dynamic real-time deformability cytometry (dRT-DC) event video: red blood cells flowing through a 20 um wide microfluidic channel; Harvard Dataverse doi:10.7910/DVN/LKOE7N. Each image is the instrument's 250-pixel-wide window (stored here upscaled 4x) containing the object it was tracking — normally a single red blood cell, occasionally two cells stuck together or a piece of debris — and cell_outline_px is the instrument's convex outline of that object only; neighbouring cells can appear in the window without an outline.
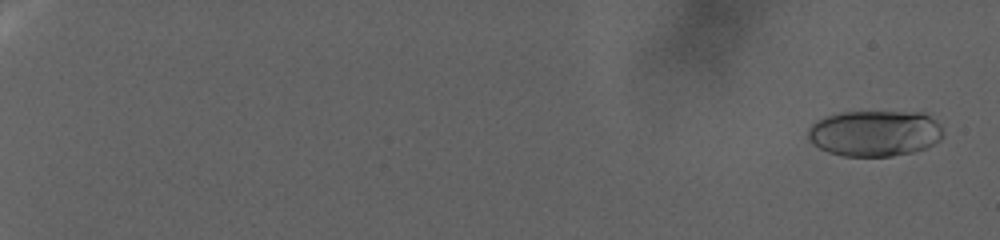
{"species": "human", "species_latin": "Homo sapiens", "temperature_condition": "warm", "stored_images_in_passage": 110, "camera_frame_rate_fps": 3000, "um_per_image_px": 0.085, "donor": {"sex": "female"}, "frame": {"image": 1, "passage_image": 5, "time_ms": 1.333, "image_size_px": [1000, 240], "cell_outline_px": [[944, 136], [940, 140], [924, 148], [912, 152], [892, 156], [840, 156], [828, 152], [812, 144], [808, 140], [808, 128], [816, 120], [824, 116], [840, 112], [924, 112], [936, 120], [940, 124], [944, 132]], "centroid_in_image_um": [74.35, 11.32], "position_along_channel_um": 10.7, "area_um2": 36.65}}
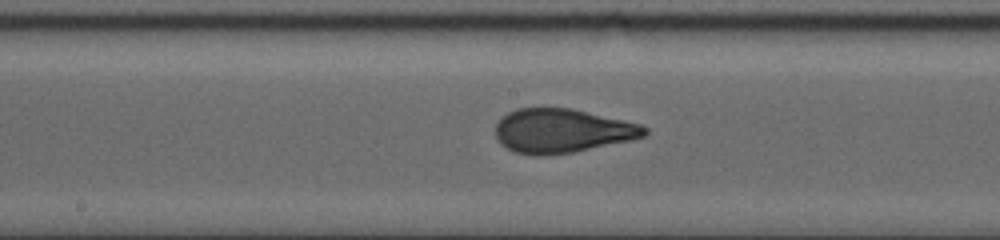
{"frame": {"image": 2, "passage_image": 68, "time_ms": 22.333, "image_size_px": [1000, 240], "cell_outline_px": [[648, 132], [644, 136], [632, 140], [572, 152], [544, 156], [536, 156], [512, 152], [500, 144], [496, 140], [496, 124], [508, 112], [516, 108], [572, 108], [624, 120], [640, 124], [648, 128]], "centroid_in_image_um": [47.76, 11.13], "position_along_channel_um": 200.4, "area_um2": 38.44}}
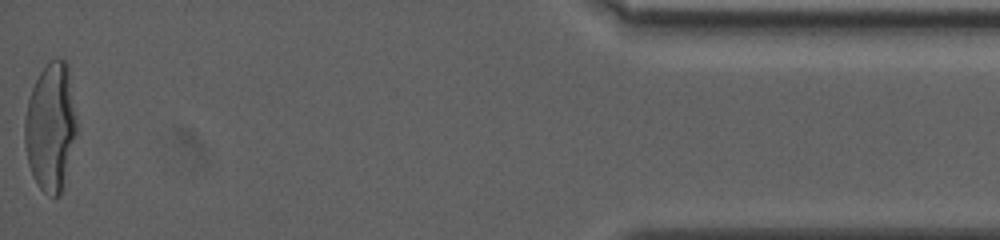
{"frame": {"image": 3, "passage_image": 110, "time_ms": 36.333, "image_size_px": [1000, 240], "cell_outline_px": [[76, 132], [60, 196], [52, 196], [44, 192], [40, 188], [32, 176], [28, 164], [24, 140], [24, 120], [28, 100], [32, 88], [40, 72], [52, 60], [64, 60], [68, 64], [76, 120]], "centroid_in_image_um": [4.28, 10.8], "position_along_channel_um": 430.9, "area_um2": 38.26}}